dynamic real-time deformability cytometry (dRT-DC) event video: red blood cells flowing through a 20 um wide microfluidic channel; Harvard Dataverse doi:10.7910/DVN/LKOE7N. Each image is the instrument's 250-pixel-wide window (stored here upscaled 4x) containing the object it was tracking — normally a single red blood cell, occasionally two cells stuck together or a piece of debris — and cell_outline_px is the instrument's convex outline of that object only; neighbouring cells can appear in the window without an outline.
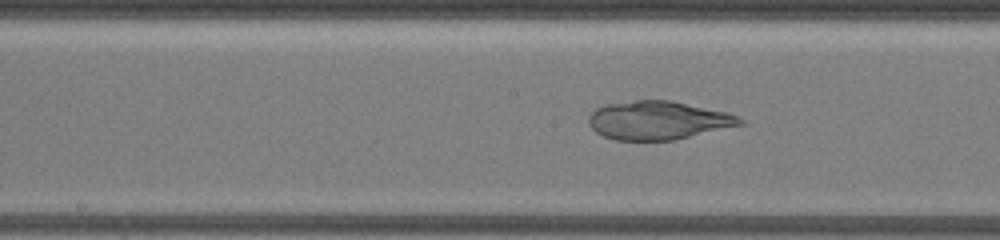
{"species": "common noctule bat (a hibernating species)", "species_latin": "Nyctalus noctula", "temperature_condition": "warm", "stored_images_in_passage": 64, "camera_frame_rate_fps": 3000, "um_per_image_px": 0.085, "animal": {"sex": "female", "body_mass_g": 19.5, "forearm_length_mm": 54.1}, "frame": {"image": 1, "passage_image": 37, "time_ms": 12.0, "image_size_px": [1000, 240], "cell_outline_px": [[744, 124], [672, 140], [616, 140], [604, 136], [596, 132], [588, 124], [588, 116], [596, 108], [608, 104], [636, 100], [672, 100], [728, 112], [740, 116], [744, 120]], "centroid_in_image_um": [55.95, 10.22], "position_along_channel_um": 192.2, "area_um2": 33.93}}
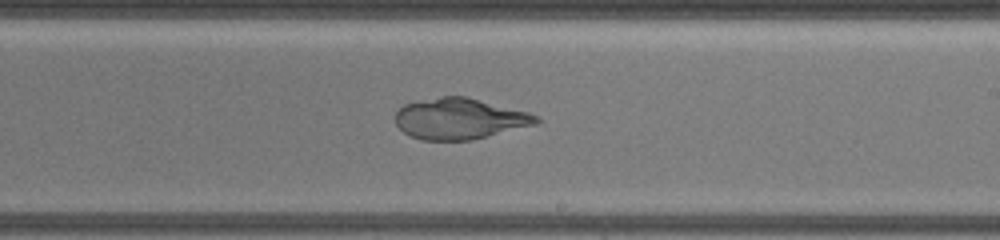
{"frame": {"image": 2, "passage_image": 42, "time_ms": 13.667, "image_size_px": [1000, 240], "cell_outline_px": [[540, 120], [536, 124], [472, 140], [420, 140], [404, 132], [396, 124], [396, 112], [404, 104], [440, 96], [468, 96], [528, 112], [540, 116]], "centroid_in_image_um": [39.09, 10.08], "position_along_channel_um": 249.9, "area_um2": 33.64}}
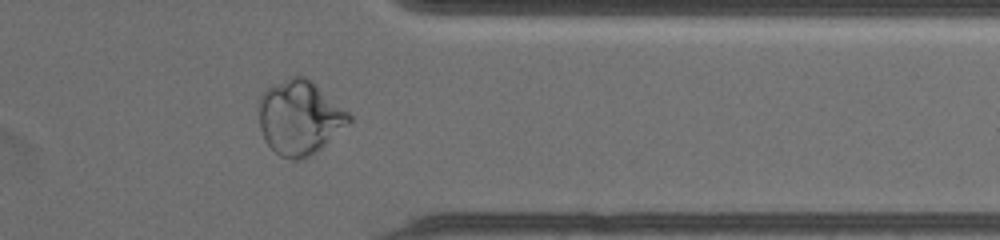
{"frame": {"image": 3, "passage_image": 54, "time_ms": 17.667, "image_size_px": [1000, 240], "cell_outline_px": [[352, 120], [348, 124], [316, 152], [300, 160], [292, 160], [280, 156], [264, 140], [260, 128], [260, 96], [268, 88], [292, 76], [304, 76], [348, 112], [352, 116]], "centroid_in_image_um": [25.46, 10.02], "position_along_channel_um": 385.9, "area_um2": 38.09}}